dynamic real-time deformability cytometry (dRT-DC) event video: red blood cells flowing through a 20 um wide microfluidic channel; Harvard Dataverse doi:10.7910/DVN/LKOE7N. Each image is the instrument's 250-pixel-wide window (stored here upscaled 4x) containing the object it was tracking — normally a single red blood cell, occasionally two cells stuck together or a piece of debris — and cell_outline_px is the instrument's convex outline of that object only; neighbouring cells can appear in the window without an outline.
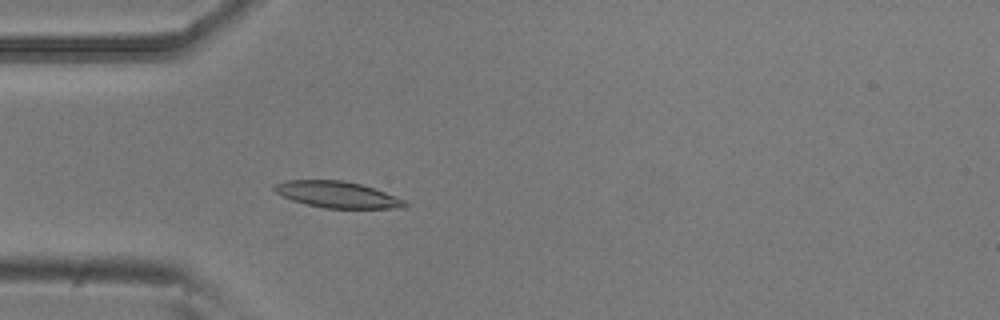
{"species": "common noctule bat (a hibernating species)", "species_latin": "Nyctalus noctula", "temperature_condition": "room temperature", "stored_images_in_passage": 5, "camera_frame_rate_fps": 3000, "um_per_image_px": 0.085, "animal": {"sex": "male", "body_mass_g": 20.5, "forearm_length_mm": 52.5}, "frame": {"image": 1, "passage_image": 5, "time_ms": 1.333, "image_size_px": [1000, 320], "cell_outline_px": [[408, 208], [324, 208], [292, 200], [276, 192], [272, 188], [276, 184], [284, 180], [344, 180], [360, 184], [384, 192], [404, 200], [408, 204]], "centroid_in_image_um": [28.67, 16.54], "position_along_channel_um": 56.3, "area_um2": 19.83}}